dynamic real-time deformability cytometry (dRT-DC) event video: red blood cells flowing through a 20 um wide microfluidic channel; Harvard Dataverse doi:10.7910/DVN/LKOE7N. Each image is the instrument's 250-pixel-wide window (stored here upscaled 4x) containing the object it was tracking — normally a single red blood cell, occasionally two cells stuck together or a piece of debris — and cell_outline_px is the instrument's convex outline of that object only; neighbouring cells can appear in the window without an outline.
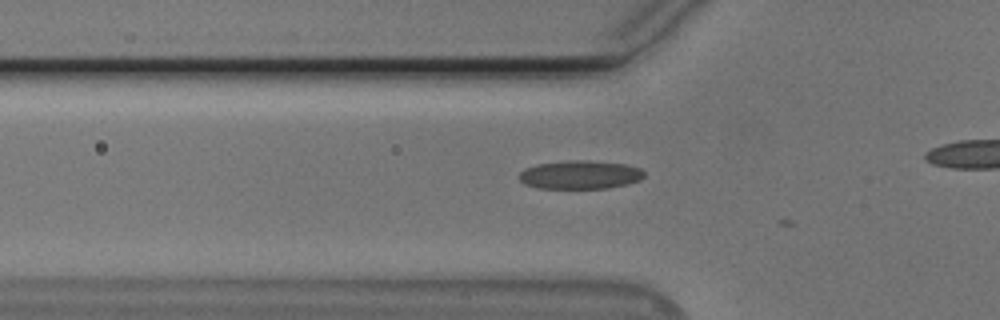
{"species": "Egyptian fruit bat (a non-hibernating species)", "species_latin": "Rousettus aegyptiacus", "temperature_condition": "cold", "stored_images_in_passage": 11, "camera_frame_rate_fps": 3000, "um_per_image_px": 0.085, "animal": {"sex": "male"}, "frame": {"image": 1, "passage_image": 5, "time_ms": 1.333, "image_size_px": [1000, 320], "cell_outline_px": [[644, 176], [640, 180], [628, 184], [608, 188], [540, 188], [524, 184], [520, 180], [520, 172], [524, 168], [536, 164], [568, 160], [588, 160], [624, 164], [640, 168], [644, 172]], "centroid_in_image_um": [49.3, 14.85], "position_along_channel_um": 76.5, "area_um2": 20.81}}
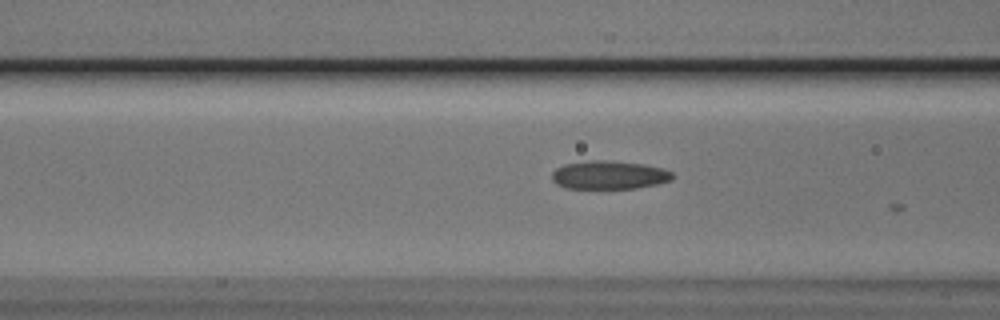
{"frame": {"image": 2, "passage_image": 8, "time_ms": 2.333, "image_size_px": [1000, 320], "cell_outline_px": [[676, 176], [672, 180], [656, 184], [636, 188], [564, 188], [556, 184], [552, 180], [552, 172], [556, 168], [564, 164], [592, 160], [604, 160], [644, 164], [660, 168], [672, 172]], "centroid_in_image_um": [51.77, 14.87], "position_along_channel_um": 114.8, "area_um2": 19.94}}